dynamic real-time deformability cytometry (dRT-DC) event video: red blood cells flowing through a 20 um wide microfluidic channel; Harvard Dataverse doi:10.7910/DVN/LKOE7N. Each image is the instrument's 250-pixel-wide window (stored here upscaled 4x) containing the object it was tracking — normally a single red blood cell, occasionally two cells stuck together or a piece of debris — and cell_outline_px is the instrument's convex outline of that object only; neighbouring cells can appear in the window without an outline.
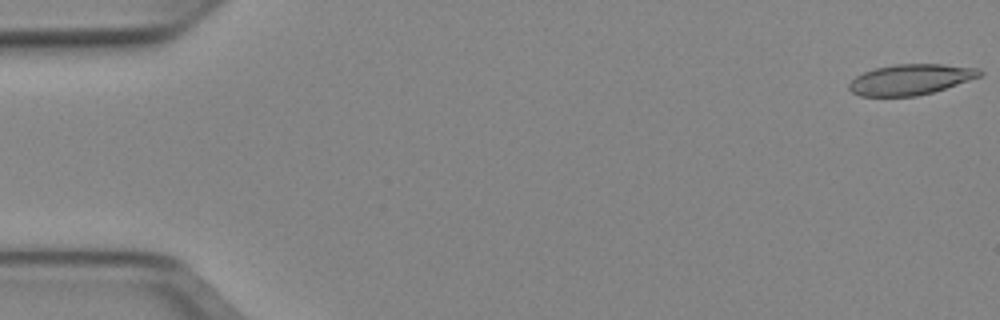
{"species": "Egyptian fruit bat (a non-hibernating species)", "species_latin": "Rousettus aegyptiacus", "temperature_condition": "cold", "stored_images_in_passage": 51, "camera_frame_rate_fps": 3000, "um_per_image_px": 0.085, "animal": {"sex": "female"}, "frame": {"image": 1, "passage_image": 1, "time_ms": 0.0, "image_size_px": [1000, 320], "cell_outline_px": [[984, 72], [980, 76], [932, 92], [916, 96], [860, 96], [852, 92], [848, 88], [848, 84], [856, 76], [864, 72], [876, 68], [896, 64], [944, 64], [980, 68]], "centroid_in_image_um": [77.39, 6.75], "position_along_channel_um": 7.6, "area_um2": 23.12}}
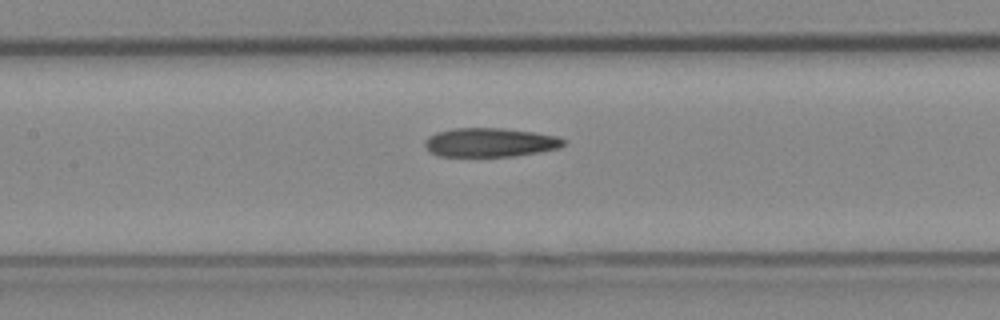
{"frame": {"image": 2, "passage_image": 24, "time_ms": 7.667, "image_size_px": [1000, 320], "cell_outline_px": [[568, 140], [560, 148], [540, 152], [512, 156], [440, 156], [432, 152], [424, 144], [424, 140], [428, 136], [436, 132], [452, 128], [504, 128], [532, 132], [556, 136]], "centroid_in_image_um": [41.67, 12.1], "position_along_channel_um": 165.7, "area_um2": 23.41}}
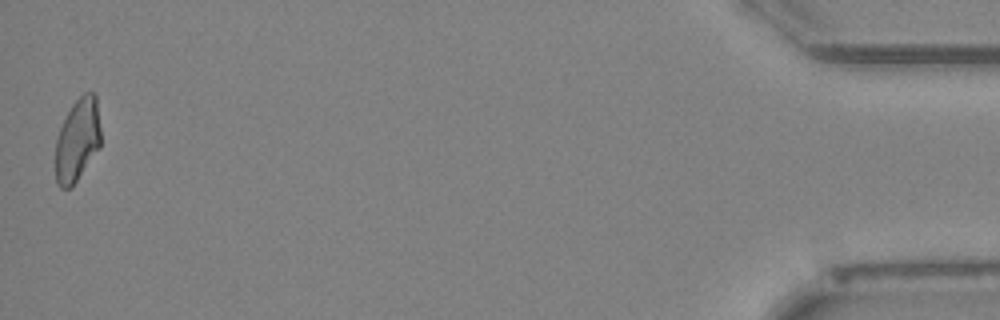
{"frame": {"image": 3, "passage_image": 51, "time_ms": 16.667, "image_size_px": [1000, 320], "cell_outline_px": [[100, 148], [72, 188], [60, 188], [56, 184], [56, 140], [60, 128], [72, 104], [84, 92], [92, 92], [96, 96], [100, 128]], "centroid_in_image_um": [6.59, 11.93], "position_along_channel_um": 428.6, "area_um2": 21.96}, "authors_computed_cell_mechanics": {"area_um2": 23.6402, "velocity_mm_per_s": 3.9585, "shape_relaxation_time_tau1_ms": null, "shape_relaxation_time_tau2_ms": 5.7249, "deformation_change_tau1": null, "deformation_change_tau2": 0.1521}}